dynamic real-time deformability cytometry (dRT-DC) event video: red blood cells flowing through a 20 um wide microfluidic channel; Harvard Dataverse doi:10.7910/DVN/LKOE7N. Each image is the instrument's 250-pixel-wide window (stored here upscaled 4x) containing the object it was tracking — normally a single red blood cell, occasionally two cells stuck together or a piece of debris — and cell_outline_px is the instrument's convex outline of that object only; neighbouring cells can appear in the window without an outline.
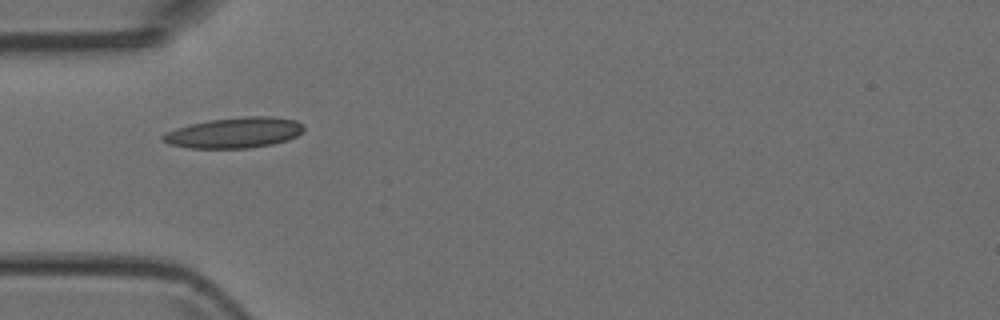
{"species": "Egyptian fruit bat (a non-hibernating species)", "species_latin": "Rousettus aegyptiacus", "temperature_condition": "room temperature", "stored_images_in_passage": 3, "camera_frame_rate_fps": 3000, "um_per_image_px": 0.085, "animal": {"sex": "female"}, "frame": {"image": 1, "passage_image": 1, "time_ms": 0.0, "image_size_px": [1000, 320], "cell_outline_px": [[304, 128], [296, 136], [288, 140], [272, 144], [248, 148], [188, 148], [168, 144], [160, 140], [160, 136], [176, 128], [188, 124], [208, 120], [244, 116], [272, 116], [296, 120], [304, 124]], "centroid_in_image_um": [19.9, 11.27], "position_along_channel_um": 65.1, "area_um2": 25.32}}
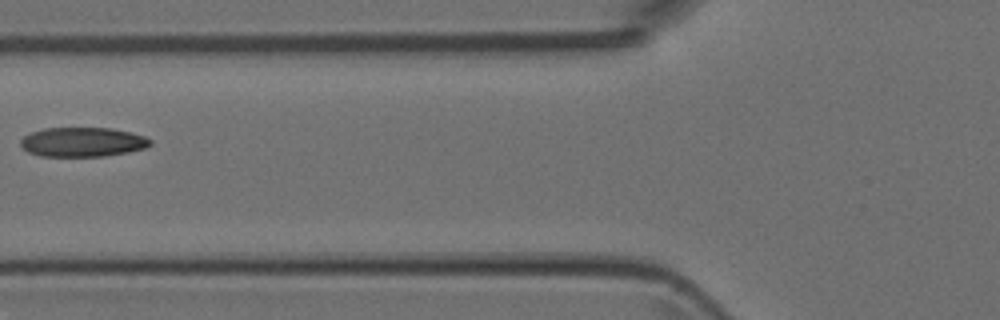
{"frame": {"image": 2, "passage_image": 2, "time_ms": 1.333, "image_size_px": [1000, 320], "cell_outline_px": [[152, 144], [144, 148], [128, 152], [104, 156], [40, 156], [28, 152], [20, 144], [20, 140], [24, 136], [32, 132], [44, 128], [112, 128], [144, 136], [152, 140]], "centroid_in_image_um": [7.01, 12.07], "position_along_channel_um": 118.8, "area_um2": 22.14}}
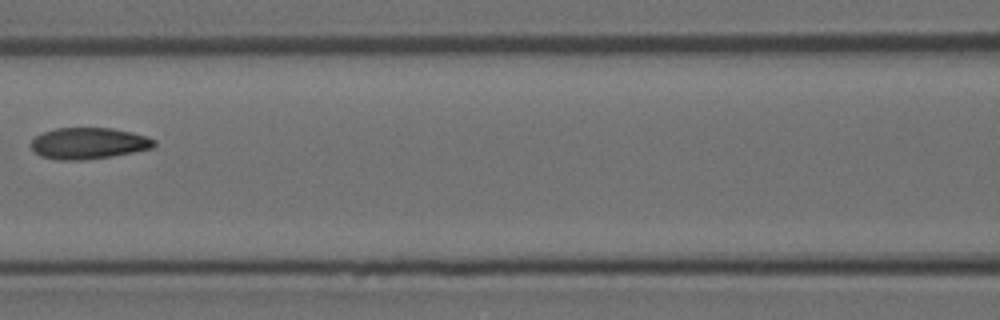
{"frame": {"image": 3, "passage_image": 3, "time_ms": 2.333, "image_size_px": [1000, 320], "cell_outline_px": [[156, 144], [152, 148], [112, 156], [84, 160], [60, 160], [40, 156], [32, 148], [32, 140], [36, 136], [44, 132], [56, 128], [112, 128], [132, 132], [156, 140]], "centroid_in_image_um": [7.53, 12.18], "position_along_channel_um": 159.1, "area_um2": 22.31}}